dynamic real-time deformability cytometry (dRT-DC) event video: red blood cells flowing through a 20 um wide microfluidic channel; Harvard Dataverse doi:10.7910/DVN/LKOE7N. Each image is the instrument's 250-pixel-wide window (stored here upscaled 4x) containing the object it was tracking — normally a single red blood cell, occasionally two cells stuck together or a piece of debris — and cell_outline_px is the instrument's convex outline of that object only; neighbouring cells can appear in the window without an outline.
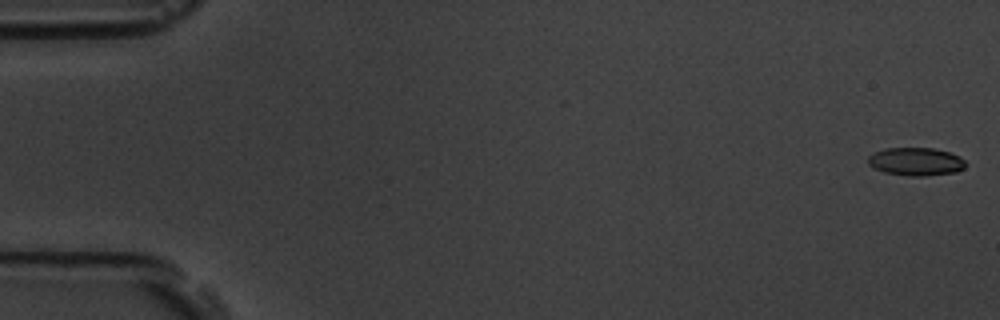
{"species": "common noctule bat (a hibernating species)", "species_latin": "Nyctalus noctula", "temperature_condition": "room temperature", "stored_images_in_passage": 9, "camera_frame_rate_fps": 3000, "um_per_image_px": 0.085, "animal": {"sex": "male", "body_mass_g": 19.5, "forearm_length_mm": 54.6}, "frame": {"image": 1, "passage_image": 1, "time_ms": 0.0, "image_size_px": [1000, 320], "cell_outline_px": [[968, 164], [964, 168], [956, 172], [924, 176], [908, 176], [884, 172], [872, 168], [868, 164], [868, 156], [872, 152], [884, 148], [932, 148], [948, 152], [960, 156]], "centroid_in_image_um": [77.83, 13.73], "position_along_channel_um": 7.2, "area_um2": 16.18}}
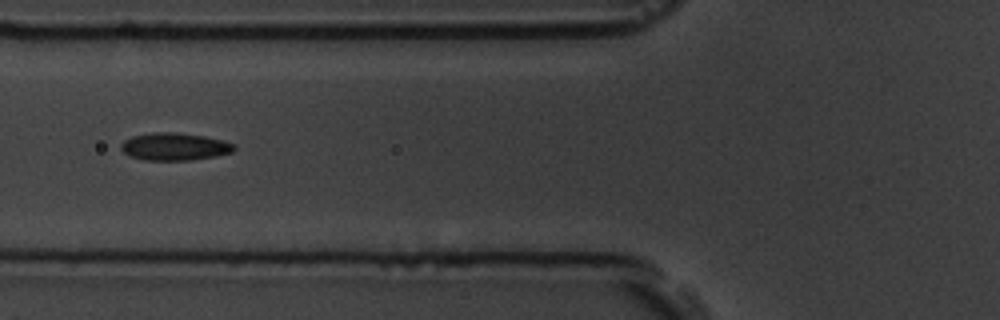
{"frame": {"image": 2, "passage_image": 6, "time_ms": 7.0, "image_size_px": [1000, 320], "cell_outline_px": [[236, 148], [232, 152], [216, 156], [188, 160], [144, 160], [132, 156], [124, 152], [120, 148], [120, 144], [124, 140], [132, 136], [152, 132], [176, 132], [204, 136], [224, 140], [236, 144]], "centroid_in_image_um": [14.86, 12.45], "position_along_channel_um": 110.9, "area_um2": 18.21}}
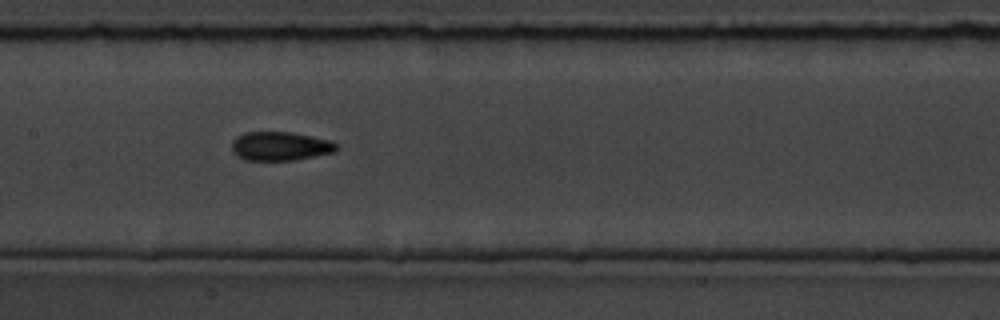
{"frame": {"image": 3, "passage_image": 8, "time_ms": 9.0, "image_size_px": [1000, 320], "cell_outline_px": [[340, 148], [336, 152], [296, 160], [244, 160], [236, 156], [232, 152], [232, 140], [236, 136], [244, 132], [292, 132], [312, 136], [328, 140], [336, 144]], "centroid_in_image_um": [23.81, 12.43], "position_along_channel_um": 183.6, "area_um2": 17.86}}